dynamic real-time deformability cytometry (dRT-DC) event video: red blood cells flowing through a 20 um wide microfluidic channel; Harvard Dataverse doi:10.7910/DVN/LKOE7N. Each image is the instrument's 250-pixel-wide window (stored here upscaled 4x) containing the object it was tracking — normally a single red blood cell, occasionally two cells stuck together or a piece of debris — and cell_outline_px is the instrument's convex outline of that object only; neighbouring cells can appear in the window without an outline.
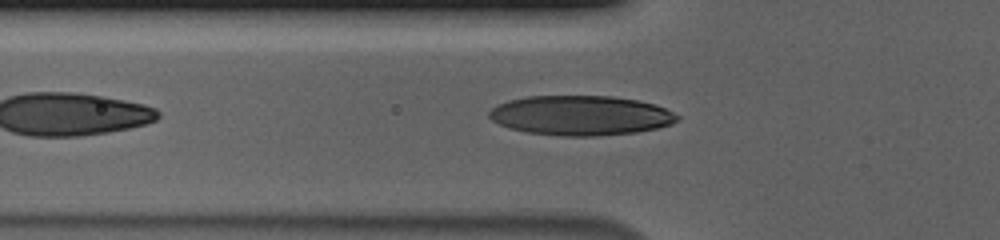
{"species": "human", "species_latin": "Homo sapiens", "temperature_condition": "cold", "stored_images_in_passage": 26, "camera_frame_rate_fps": 3000, "um_per_image_px": 0.085, "donor": {"sex": "male"}, "frame": {"image": 1, "passage_image": 5, "time_ms": 1.333, "image_size_px": [1000, 240], "cell_outline_px": [[680, 120], [672, 124], [656, 128], [636, 132], [600, 136], [560, 136], [528, 132], [512, 128], [500, 124], [492, 120], [488, 116], [488, 112], [496, 104], [508, 100], [528, 96], [612, 96], [640, 100], [656, 104], [680, 116]], "centroid_in_image_um": [49.38, 9.81], "position_along_channel_um": 76.4, "area_um2": 43.75}}
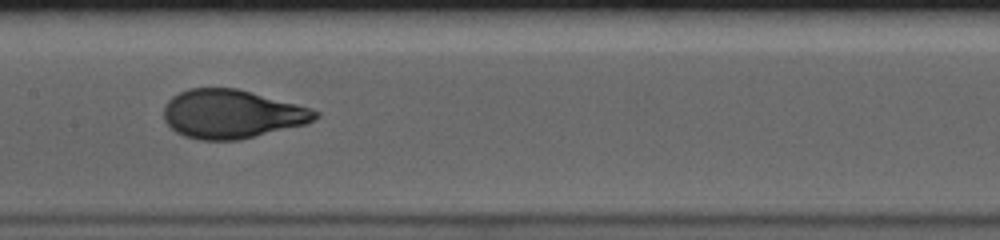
{"frame": {"image": 2, "passage_image": 14, "time_ms": 4.333, "image_size_px": [1000, 240], "cell_outline_px": [[320, 116], [308, 124], [240, 140], [200, 140], [184, 136], [176, 132], [164, 120], [164, 104], [172, 96], [188, 88], [236, 88], [296, 104], [320, 112]], "centroid_in_image_um": [19.7, 9.7], "position_along_channel_um": 187.7, "area_um2": 43.06}}
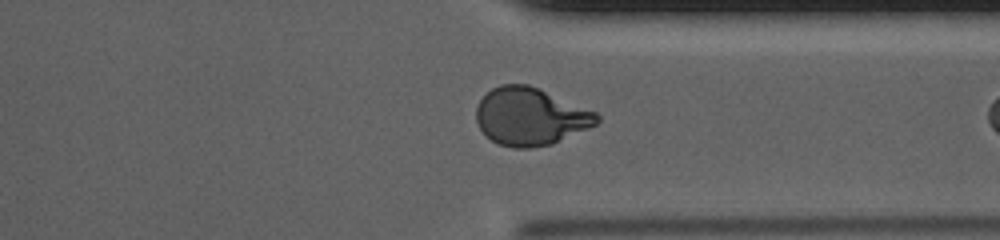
{"frame": {"image": 3, "passage_image": 25, "time_ms": 8.0, "image_size_px": [1000, 240], "cell_outline_px": [[600, 120], [596, 124], [588, 128], [552, 144], [528, 148], [512, 148], [496, 144], [480, 128], [476, 120], [476, 108], [480, 100], [492, 88], [500, 84], [528, 84], [596, 112], [600, 116]], "centroid_in_image_um": [45.06, 9.91], "position_along_channel_um": 366.3, "area_um2": 40.23}}